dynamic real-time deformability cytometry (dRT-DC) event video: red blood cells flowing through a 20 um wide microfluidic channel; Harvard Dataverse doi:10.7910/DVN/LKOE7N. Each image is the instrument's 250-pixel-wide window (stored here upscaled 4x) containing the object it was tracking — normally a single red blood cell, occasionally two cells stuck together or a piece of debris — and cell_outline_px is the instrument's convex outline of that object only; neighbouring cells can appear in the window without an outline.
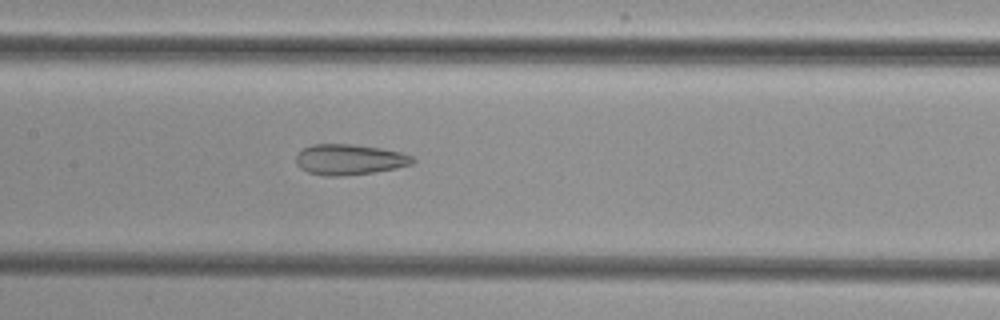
{"species": "common noctule bat (a hibernating species)", "species_latin": "Nyctalus noctula", "temperature_condition": "cold", "stored_images_in_passage": 42, "camera_frame_rate_fps": 3000, "um_per_image_px": 0.085, "animal": {"sex": "female", "body_mass_g": 29.2, "forearm_length_mm": 56.3}, "frame": {"image": 1, "passage_image": 25, "time_ms": 8.0, "image_size_px": [1000, 320], "cell_outline_px": [[416, 160], [412, 164], [396, 168], [372, 172], [340, 176], [324, 176], [308, 172], [300, 168], [296, 164], [296, 152], [312, 144], [352, 144], [380, 148], [400, 152], [412, 156]], "centroid_in_image_um": [29.66, 13.55], "position_along_channel_um": 177.7, "area_um2": 20.81}}
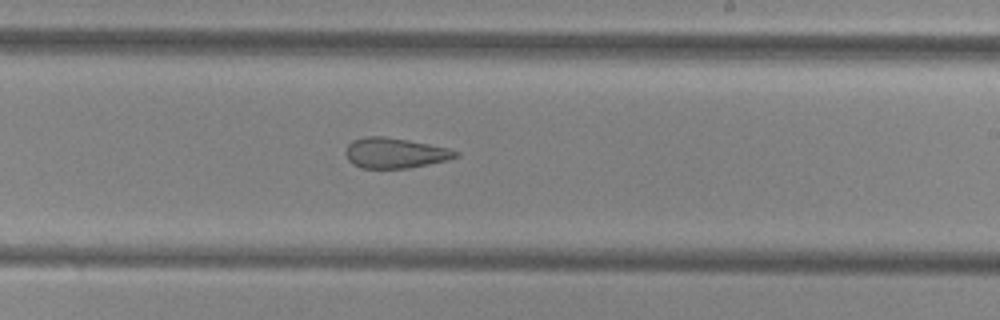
{"frame": {"image": 2, "passage_image": 31, "time_ms": 10.0, "image_size_px": [1000, 320], "cell_outline_px": [[460, 156], [448, 160], [408, 168], [360, 168], [352, 164], [348, 160], [344, 152], [348, 144], [352, 140], [364, 136], [384, 136], [408, 140], [448, 148], [460, 152]], "centroid_in_image_um": [33.55, 13.0], "position_along_channel_um": 255.5, "area_um2": 19.59}}
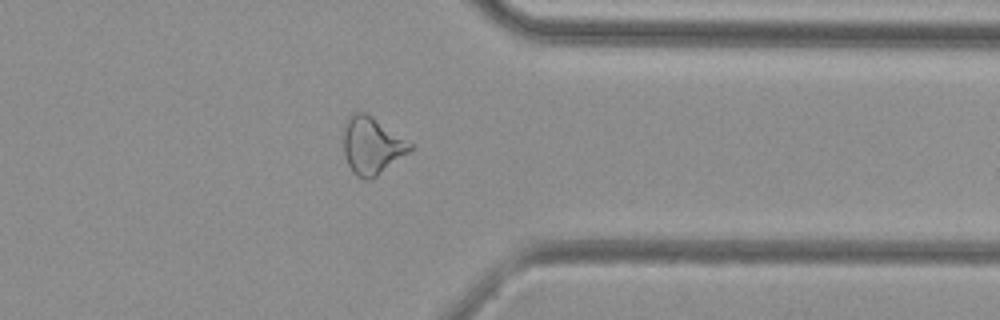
{"frame": {"image": 3, "passage_image": 41, "time_ms": 13.333, "image_size_px": [1000, 320], "cell_outline_px": [[412, 148], [408, 152], [376, 176], [368, 180], [364, 180], [356, 176], [352, 172], [344, 156], [344, 128], [348, 116], [356, 112], [364, 112], [372, 116], [412, 144]], "centroid_in_image_um": [31.56, 12.38], "position_along_channel_um": 379.8, "area_um2": 21.79}}